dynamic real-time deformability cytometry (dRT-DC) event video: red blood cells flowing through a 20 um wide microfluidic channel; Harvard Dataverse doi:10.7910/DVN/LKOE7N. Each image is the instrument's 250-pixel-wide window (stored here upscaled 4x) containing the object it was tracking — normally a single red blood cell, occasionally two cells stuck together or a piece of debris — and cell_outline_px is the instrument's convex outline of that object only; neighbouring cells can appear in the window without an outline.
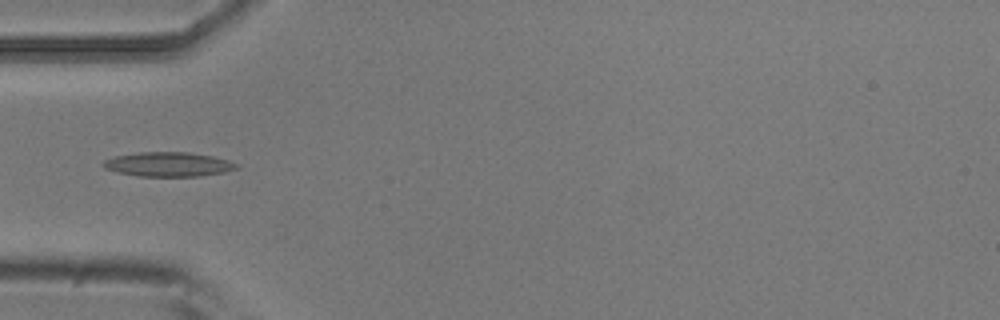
{"species": "common noctule bat (a hibernating species)", "species_latin": "Nyctalus noctula", "temperature_condition": "room temperature", "stored_images_in_passage": 4, "camera_frame_rate_fps": 3000, "um_per_image_px": 0.085, "animal": {"sex": "male", "body_mass_g": 20.5, "forearm_length_mm": 52.5}, "frame": {"image": 1, "passage_image": 4, "time_ms": 1.0, "image_size_px": [1000, 320], "cell_outline_px": [[240, 168], [224, 172], [200, 176], [136, 176], [116, 172], [104, 168], [100, 164], [104, 160], [116, 156], [140, 152], [188, 152], [212, 156], [228, 160], [240, 164]], "centroid_in_image_um": [14.31, 13.97], "position_along_channel_um": 70.7, "area_um2": 19.07}}